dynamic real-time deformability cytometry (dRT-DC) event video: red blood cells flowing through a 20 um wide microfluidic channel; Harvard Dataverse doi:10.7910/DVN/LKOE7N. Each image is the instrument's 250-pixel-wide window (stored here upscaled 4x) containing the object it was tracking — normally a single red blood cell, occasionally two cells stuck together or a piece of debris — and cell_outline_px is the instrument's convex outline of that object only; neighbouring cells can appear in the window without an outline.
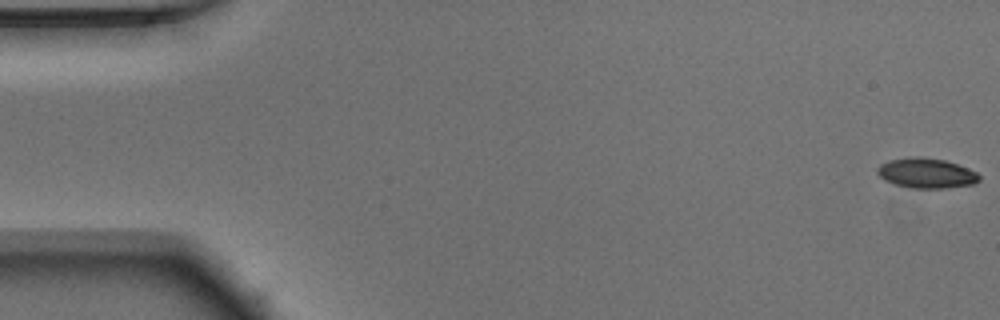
{"species": "Egyptian fruit bat (a non-hibernating species)", "species_latin": "Rousettus aegyptiacus", "temperature_condition": "warm", "stored_images_in_passage": 52, "camera_frame_rate_fps": 3000, "um_per_image_px": 0.085, "animal": {"sex": "male"}, "frame": {"image": 1, "passage_image": 1, "time_ms": 0.0, "image_size_px": [1000, 320], "cell_outline_px": [[980, 180], [972, 184], [944, 188], [912, 188], [892, 184], [884, 180], [876, 172], [876, 168], [880, 164], [888, 160], [916, 156], [920, 156], [944, 160], [968, 168], [976, 172], [980, 176]], "centroid_in_image_um": [78.7, 14.71], "position_along_channel_um": 6.3, "area_um2": 17.86}}
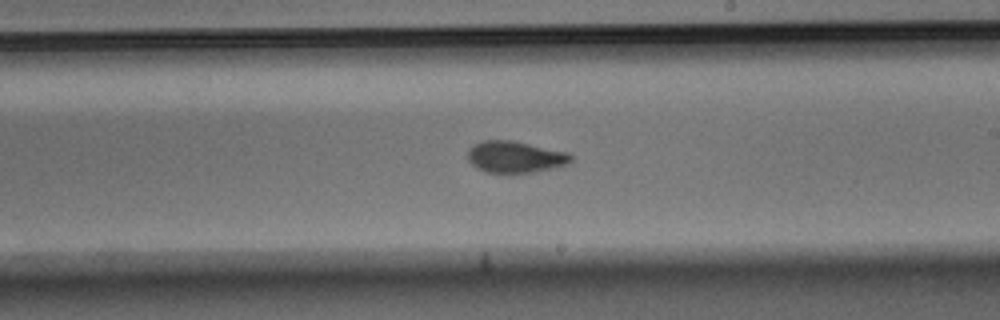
{"frame": {"image": 2, "passage_image": 30, "time_ms": 9.667, "image_size_px": [1000, 320], "cell_outline_px": [[572, 160], [568, 164], [532, 172], [484, 172], [476, 168], [468, 160], [468, 148], [472, 144], [484, 140], [512, 140], [568, 152], [572, 156]], "centroid_in_image_um": [43.75, 13.32], "position_along_channel_um": 245.2, "area_um2": 18.96}}
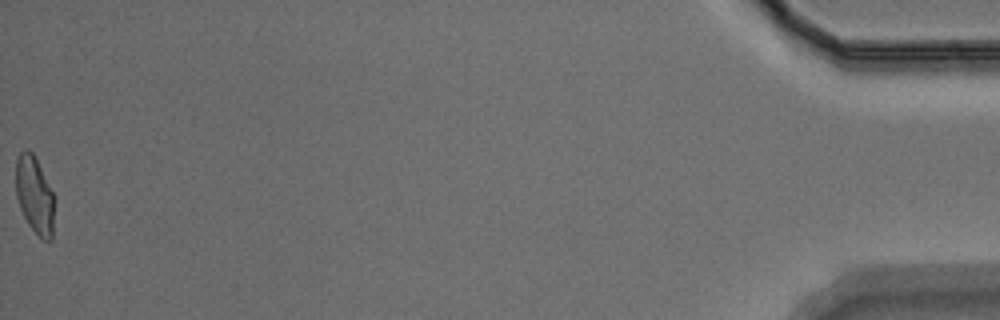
{"frame": {"image": 3, "passage_image": 52, "time_ms": 17.0, "image_size_px": [1000, 320], "cell_outline_px": [[52, 240], [48, 244], [28, 224], [20, 208], [16, 196], [16, 160], [20, 152], [24, 148], [28, 148], [36, 156], [52, 192]], "centroid_in_image_um": [2.91, 16.52], "position_along_channel_um": 432.3, "area_um2": 17.11}, "authors_computed_cell_mechanics": {"area_um2": 18.6694, "velocity_mm_per_s": 3.9345, "shape_relaxation_time_tau1_ms": 8.166, "shape_relaxation_time_tau2_ms": 1.2788, "deformation_change_tau1": 0.2128, "deformation_change_tau2": 0.0687}}